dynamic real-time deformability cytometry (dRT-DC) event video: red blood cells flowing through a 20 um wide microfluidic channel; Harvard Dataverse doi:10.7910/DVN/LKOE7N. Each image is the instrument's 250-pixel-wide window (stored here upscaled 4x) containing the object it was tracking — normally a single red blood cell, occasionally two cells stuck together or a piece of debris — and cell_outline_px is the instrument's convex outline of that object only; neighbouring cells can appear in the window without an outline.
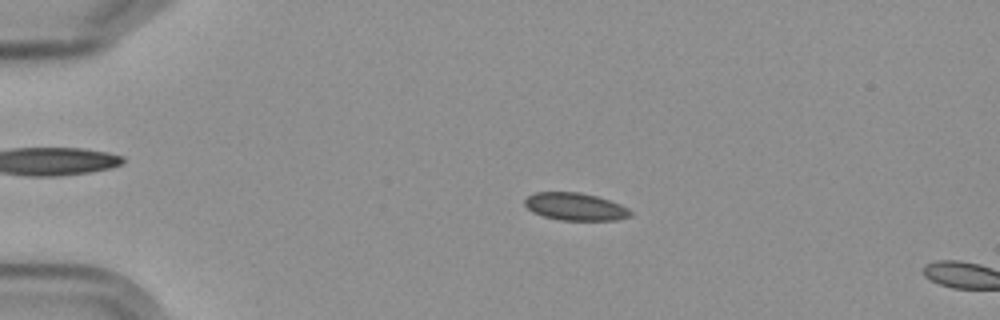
{"species": "Egyptian fruit bat (a non-hibernating species)", "species_latin": "Rousettus aegyptiacus", "temperature_condition": "cold", "stored_images_in_passage": 3, "camera_frame_rate_fps": 3000, "um_per_image_px": 0.085, "frame": {"image": 1, "passage_image": 2, "time_ms": 2.333, "image_size_px": [1000, 320], "cell_outline_px": [[632, 216], [616, 220], [560, 220], [544, 216], [532, 212], [524, 204], [524, 200], [528, 196], [536, 192], [580, 192], [596, 196], [620, 204], [628, 208], [632, 212]], "centroid_in_image_um": [48.9, 17.57], "position_along_channel_um": 36.1, "area_um2": 16.94}}